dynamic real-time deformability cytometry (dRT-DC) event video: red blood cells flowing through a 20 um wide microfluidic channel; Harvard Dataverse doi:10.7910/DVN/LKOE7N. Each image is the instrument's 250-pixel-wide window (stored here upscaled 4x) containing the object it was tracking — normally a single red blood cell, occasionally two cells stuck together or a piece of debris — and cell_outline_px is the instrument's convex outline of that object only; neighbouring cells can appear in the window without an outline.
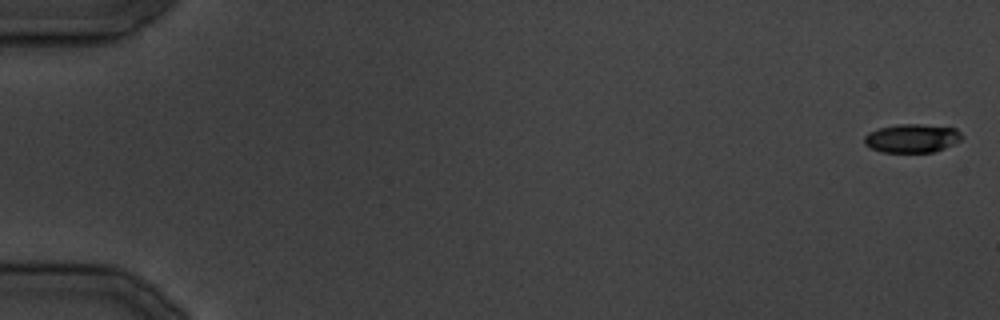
{"species": "common noctule bat (a hibernating species)", "species_latin": "Nyctalus noctula", "temperature_condition": "cold", "stored_images_in_passage": 23, "camera_frame_rate_fps": 3000, "um_per_image_px": 0.085, "animal": {"sex": "male", "body_mass_g": 19.5, "forearm_length_mm": 54.6}, "frame": {"image": 1, "passage_image": 1, "time_ms": 0.0, "image_size_px": [1000, 320], "cell_outline_px": [[964, 136], [960, 140], [944, 148], [932, 152], [880, 152], [864, 144], [864, 136], [868, 132], [880, 128], [896, 124], [920, 124], [956, 128]], "centroid_in_image_um": [77.51, 11.75], "position_along_channel_um": 7.5, "area_um2": 16.24}}
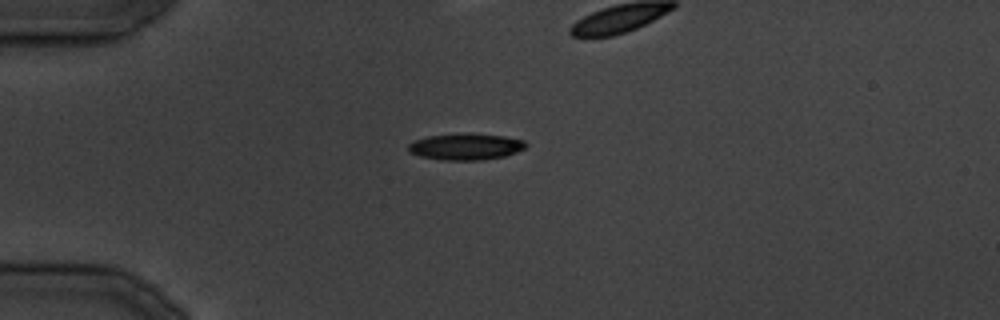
{"frame": {"image": 2, "passage_image": 10, "time_ms": 11.0, "image_size_px": [1000, 320], "cell_outline_px": [[528, 144], [524, 148], [516, 152], [504, 156], [480, 160], [444, 160], [420, 156], [408, 152], [408, 144], [416, 140], [428, 136], [456, 132], [468, 132], [504, 136], [524, 140]], "centroid_in_image_um": [39.58, 12.44], "position_along_channel_um": 45.4, "area_um2": 18.38}}
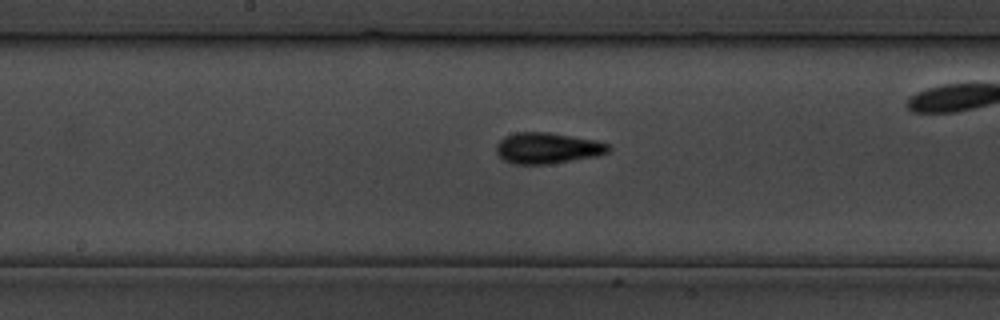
{"frame": {"image": 3, "passage_image": 19, "time_ms": 22.333, "image_size_px": [1000, 320], "cell_outline_px": [[612, 148], [608, 152], [596, 156], [552, 164], [512, 164], [504, 160], [496, 152], [496, 144], [504, 136], [516, 132], [552, 132], [596, 140], [608, 144]], "centroid_in_image_um": [46.53, 12.58], "position_along_channel_um": 201.7, "area_um2": 20.52}}